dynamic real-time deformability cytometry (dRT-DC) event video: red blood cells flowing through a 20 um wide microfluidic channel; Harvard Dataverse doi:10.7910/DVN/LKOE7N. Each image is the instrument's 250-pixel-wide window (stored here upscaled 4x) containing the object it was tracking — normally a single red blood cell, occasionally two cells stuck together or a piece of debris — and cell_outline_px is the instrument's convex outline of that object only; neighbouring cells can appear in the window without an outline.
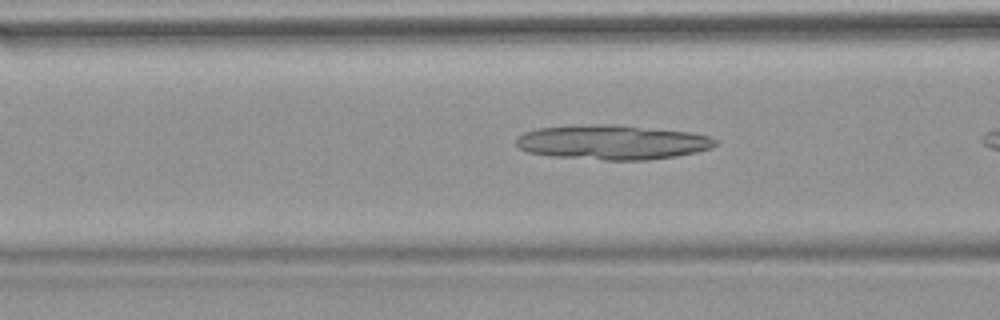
{"species": "common noctule bat (a hibernating species)", "species_latin": "Nyctalus noctula", "temperature_condition": "warm", "stored_images_in_passage": 17, "camera_frame_rate_fps": 3000, "um_per_image_px": 0.085, "animal": {"sex": "female", "body_mass_g": 18.4}, "frame": {"image": 1, "passage_image": 15, "time_ms": 4.667, "image_size_px": [1000, 320], "cell_outline_px": [[716, 144], [712, 148], [696, 152], [676, 156], [648, 160], [604, 160], [552, 156], [528, 152], [520, 148], [516, 144], [516, 136], [524, 132], [536, 128], [572, 124], [612, 124], [692, 132], [712, 136], [716, 140]], "centroid_in_image_um": [52.03, 12.08], "position_along_channel_um": 114.6, "area_um2": 40.63}}